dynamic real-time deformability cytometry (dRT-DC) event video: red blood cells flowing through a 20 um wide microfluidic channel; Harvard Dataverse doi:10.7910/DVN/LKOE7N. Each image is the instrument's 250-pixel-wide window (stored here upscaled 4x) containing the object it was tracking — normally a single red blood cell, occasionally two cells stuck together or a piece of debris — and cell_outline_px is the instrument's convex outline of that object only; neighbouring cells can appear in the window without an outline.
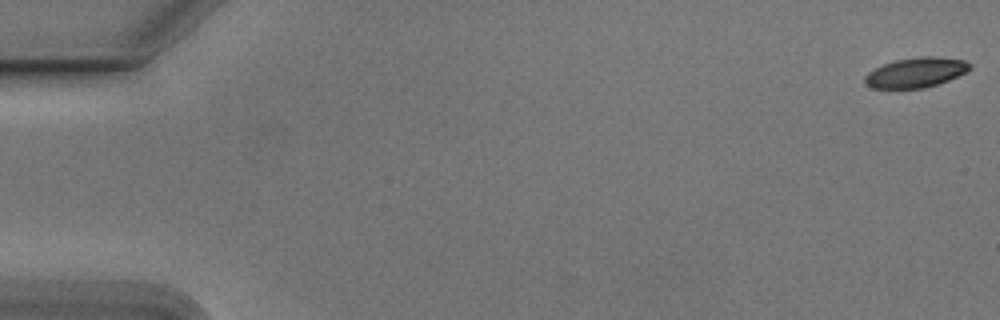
{"species": "Egyptian fruit bat (a non-hibernating species)", "species_latin": "Rousettus aegyptiacus", "temperature_condition": "cold", "stored_images_in_passage": 12, "camera_frame_rate_fps": 3000, "um_per_image_px": 0.085, "animal": {"sex": "male"}, "frame": {"image": 1, "passage_image": 1, "time_ms": 0.0, "image_size_px": [1000, 320], "cell_outline_px": [[972, 68], [968, 72], [948, 80], [924, 88], [872, 88], [864, 84], [864, 76], [868, 72], [884, 64], [896, 60], [920, 56], [936, 56], [964, 60], [972, 64]], "centroid_in_image_um": [77.87, 6.16], "position_along_channel_um": 7.1, "area_um2": 18.38}}